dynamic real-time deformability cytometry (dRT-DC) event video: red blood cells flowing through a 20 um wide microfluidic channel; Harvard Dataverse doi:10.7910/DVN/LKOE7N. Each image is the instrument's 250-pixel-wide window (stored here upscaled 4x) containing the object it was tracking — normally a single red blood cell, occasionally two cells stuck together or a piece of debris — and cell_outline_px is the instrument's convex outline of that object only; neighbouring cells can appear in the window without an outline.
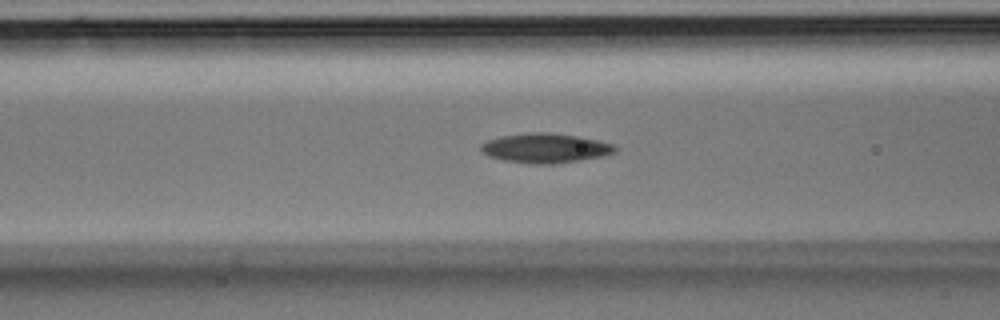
{"species": "Egyptian fruit bat (a non-hibernating species)", "species_latin": "Rousettus aegyptiacus", "temperature_condition": "room temperature", "stored_images_in_passage": 33, "camera_frame_rate_fps": 3000, "um_per_image_px": 0.085, "animal": {"sex": "male"}, "frame": {"image": 1, "passage_image": 11, "time_ms": 3.333, "image_size_px": [1000, 320], "cell_outline_px": [[620, 148], [616, 152], [600, 156], [580, 160], [552, 164], [532, 164], [504, 160], [488, 156], [480, 148], [480, 144], [488, 140], [500, 136], [528, 132], [552, 132], [580, 136], [600, 140], [616, 144]], "centroid_in_image_um": [46.4, 12.57], "position_along_channel_um": 120.2, "area_um2": 23.41}}
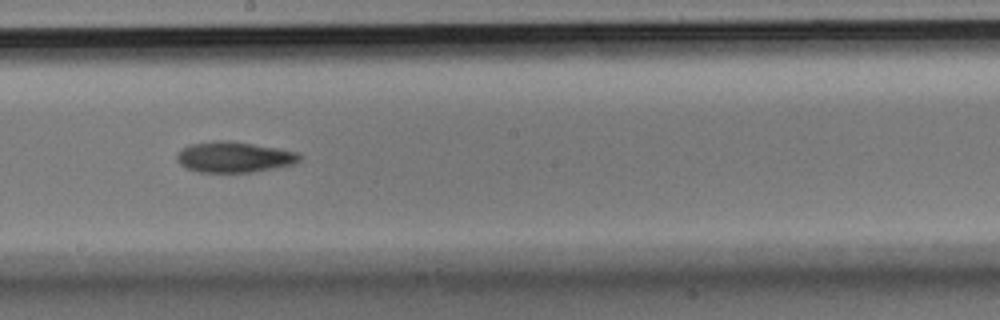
{"frame": {"image": 2, "passage_image": 17, "time_ms": 5.333, "image_size_px": [1000, 320], "cell_outline_px": [[304, 156], [300, 160], [292, 164], [252, 172], [200, 172], [188, 168], [180, 164], [176, 160], [176, 152], [188, 144], [212, 140], [228, 140], [280, 148], [296, 152]], "centroid_in_image_um": [19.87, 13.33], "position_along_channel_um": 228.3, "area_um2": 22.14}}
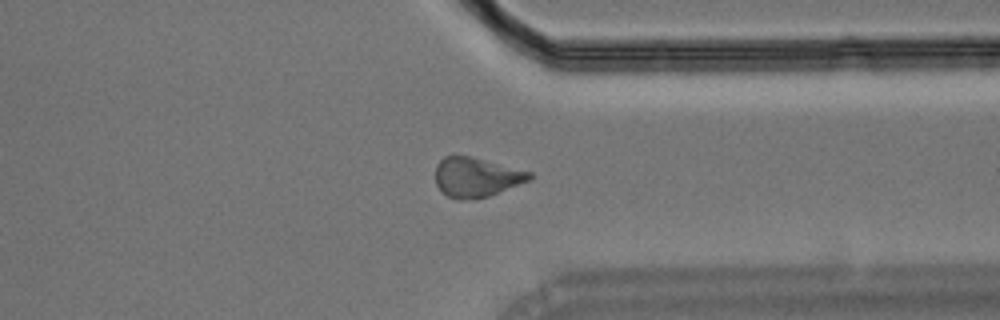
{"frame": {"image": 3, "passage_image": 25, "time_ms": 8.0, "image_size_px": [1000, 320], "cell_outline_px": [[532, 180], [488, 196], [472, 200], [456, 200], [448, 196], [436, 184], [436, 164], [444, 156], [452, 152], [532, 172]], "centroid_in_image_um": [40.46, 15.05], "position_along_channel_um": 370.9, "area_um2": 21.91}}